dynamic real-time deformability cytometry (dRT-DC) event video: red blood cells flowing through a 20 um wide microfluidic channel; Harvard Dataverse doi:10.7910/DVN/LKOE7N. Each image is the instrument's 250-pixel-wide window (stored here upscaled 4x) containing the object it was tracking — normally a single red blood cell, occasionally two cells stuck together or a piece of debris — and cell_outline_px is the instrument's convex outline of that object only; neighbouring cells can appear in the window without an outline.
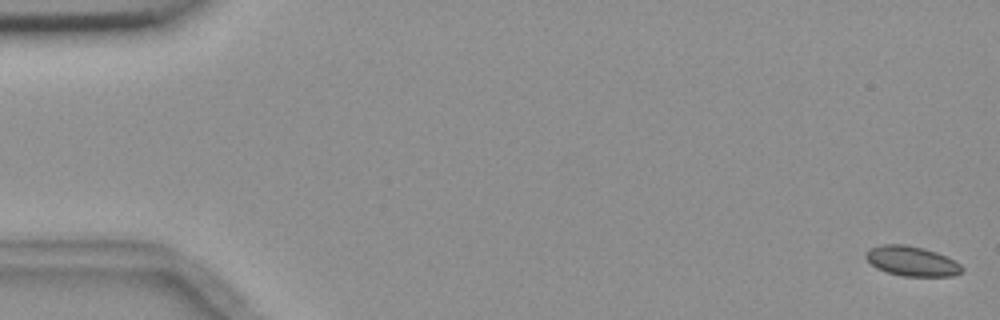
{"species": "common noctule bat (a hibernating species)", "species_latin": "Nyctalus noctula", "temperature_condition": "room temperature", "stored_images_in_passage": 7, "camera_frame_rate_fps": 3000, "um_per_image_px": 0.085, "animal": {"sex": "female", "body_mass_g": 18.4}, "frame": {"image": 1, "passage_image": 1, "time_ms": 0.0, "image_size_px": [1000, 320], "cell_outline_px": [[964, 268], [960, 272], [952, 276], [904, 276], [888, 272], [876, 268], [864, 256], [864, 252], [868, 248], [884, 244], [904, 244], [924, 248], [936, 252], [960, 264]], "centroid_in_image_um": [77.45, 22.18], "position_along_channel_um": 7.5, "area_um2": 16.59}}
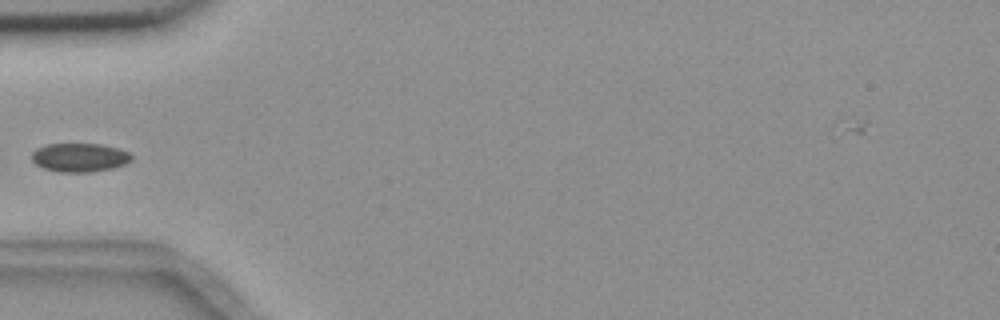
{"frame": {"image": 2, "passage_image": 6, "time_ms": 6.0, "image_size_px": [1000, 320], "cell_outline_px": [[132, 160], [124, 164], [112, 168], [92, 172], [60, 172], [44, 168], [36, 164], [32, 160], [32, 152], [36, 148], [44, 144], [100, 144], [120, 148], [128, 152], [132, 156]], "centroid_in_image_um": [6.76, 13.38], "position_along_channel_um": 78.2, "area_um2": 16.76}}